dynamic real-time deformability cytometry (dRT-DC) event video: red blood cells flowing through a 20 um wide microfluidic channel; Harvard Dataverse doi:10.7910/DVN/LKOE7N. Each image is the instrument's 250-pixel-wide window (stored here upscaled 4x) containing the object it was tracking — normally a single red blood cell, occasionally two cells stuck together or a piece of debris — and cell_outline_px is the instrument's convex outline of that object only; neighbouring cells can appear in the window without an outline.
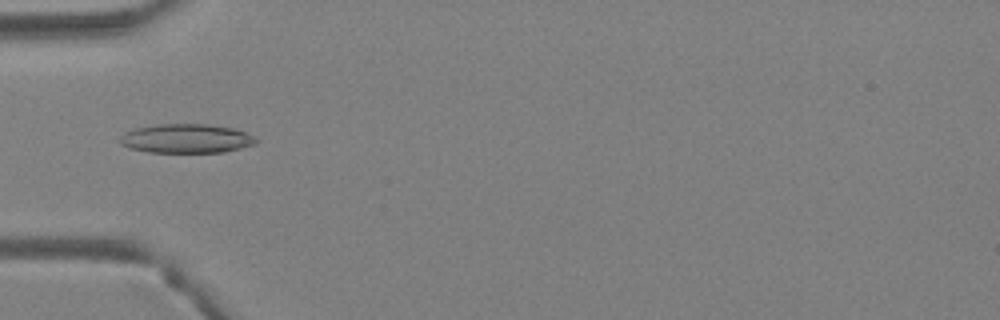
{"species": "Egyptian fruit bat (a non-hibernating species)", "species_latin": "Rousettus aegyptiacus", "temperature_condition": "warm", "stored_images_in_passage": 33, "camera_frame_rate_fps": 3000, "um_per_image_px": 0.085, "animal": {"sex": "female"}, "frame": {"image": 1, "passage_image": 6, "time_ms": 1.667, "image_size_px": [1000, 320], "cell_outline_px": [[260, 140], [256, 144], [224, 152], [148, 152], [132, 148], [120, 144], [120, 136], [124, 132], [136, 128], [156, 124], [208, 124], [232, 128], [244, 132]], "centroid_in_image_um": [15.84, 11.77], "position_along_channel_um": 69.2, "area_um2": 23.0}}
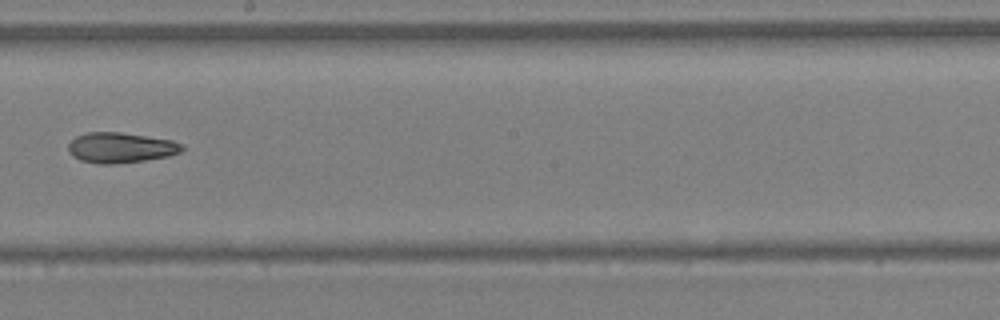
{"frame": {"image": 2, "passage_image": 16, "time_ms": 5.0, "image_size_px": [1000, 320], "cell_outline_px": [[184, 148], [180, 152], [168, 156], [144, 160], [112, 164], [100, 164], [80, 160], [72, 156], [68, 152], [68, 144], [76, 136], [88, 132], [120, 132], [172, 140], [184, 144]], "centroid_in_image_um": [10.24, 12.55], "position_along_channel_um": 238.0, "area_um2": 20.11}}
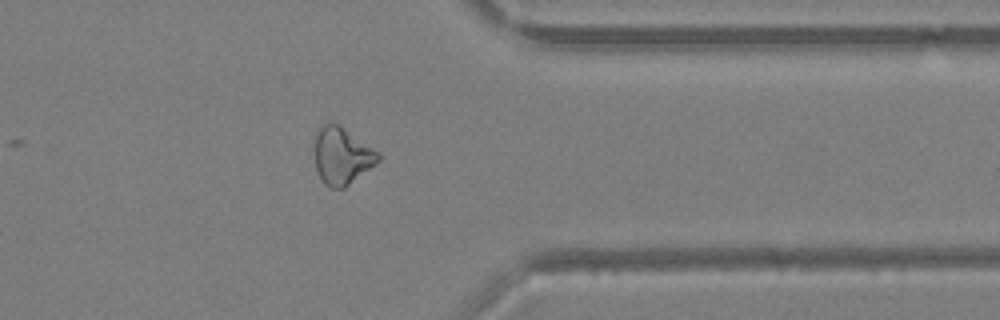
{"frame": {"image": 3, "passage_image": 25, "time_ms": 8.0, "image_size_px": [1000, 320], "cell_outline_px": [[380, 160], [376, 164], [344, 188], [328, 188], [320, 180], [316, 168], [316, 132], [320, 124], [328, 120], [336, 124], [380, 152]], "centroid_in_image_um": [29.05, 13.26], "position_along_channel_um": 382.3, "area_um2": 21.1}}